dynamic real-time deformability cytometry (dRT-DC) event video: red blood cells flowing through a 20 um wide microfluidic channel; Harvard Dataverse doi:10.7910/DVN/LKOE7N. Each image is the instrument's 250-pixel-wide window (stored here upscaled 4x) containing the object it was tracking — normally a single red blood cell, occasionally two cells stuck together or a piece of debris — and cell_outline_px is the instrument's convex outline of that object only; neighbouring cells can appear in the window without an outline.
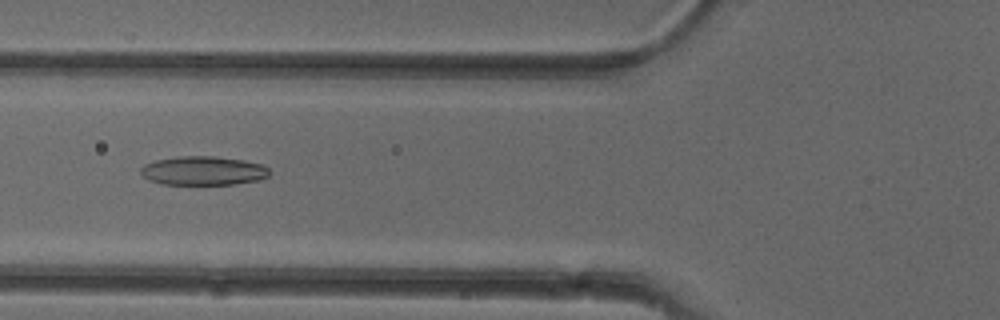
{"species": "common noctule bat (a hibernating species)", "species_latin": "Nyctalus noctula", "temperature_condition": "cold", "stored_images_in_passage": 51, "camera_frame_rate_fps": 3000, "um_per_image_px": 0.085, "animal": {"sex": "female"}, "frame": {"image": 1, "passage_image": 19, "time_ms": 6.0, "image_size_px": [1000, 320], "cell_outline_px": [[268, 176], [260, 180], [236, 184], [160, 184], [148, 180], [140, 172], [140, 168], [144, 164], [156, 160], [176, 156], [212, 156], [244, 160], [260, 164], [268, 168]], "centroid_in_image_um": [17.24, 14.51], "position_along_channel_um": 108.6, "area_um2": 21.73}}
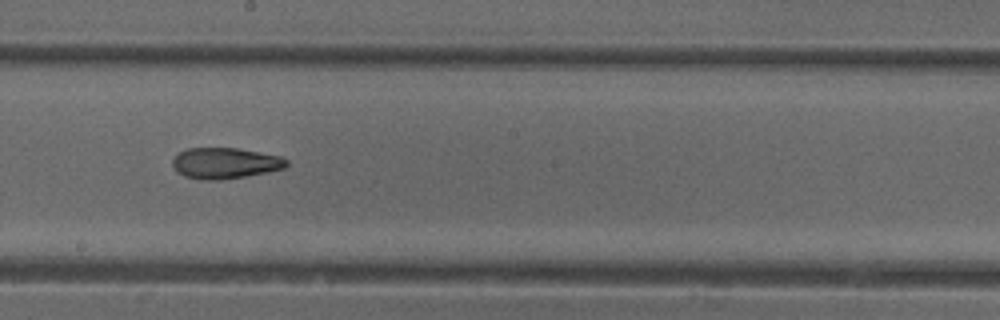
{"frame": {"image": 2, "passage_image": 28, "time_ms": 9.0, "image_size_px": [1000, 320], "cell_outline_px": [[288, 164], [284, 168], [268, 172], [220, 180], [200, 180], [184, 176], [176, 172], [172, 164], [172, 160], [180, 152], [188, 148], [236, 148], [280, 156], [288, 160]], "centroid_in_image_um": [19.11, 13.88], "position_along_channel_um": 229.1, "area_um2": 20.52}}
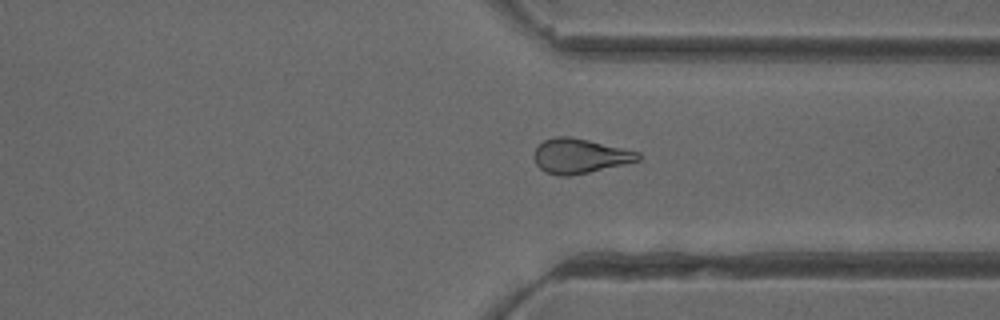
{"frame": {"image": 3, "passage_image": 38, "time_ms": 12.333, "image_size_px": [1000, 320], "cell_outline_px": [[640, 160], [624, 164], [588, 172], [568, 176], [560, 176], [544, 172], [536, 164], [532, 156], [536, 148], [544, 140], [556, 136], [572, 136], [640, 152]], "centroid_in_image_um": [49.25, 13.25], "position_along_channel_um": 362.1, "area_um2": 21.04}, "authors_computed_cell_mechanics": {"area_um2": 21.7328, "velocity_mm_per_s": 4.0055, "shape_relaxation_time_tau1_ms": null, "shape_relaxation_time_tau2_ms": 4.2739, "deformation_change_tau1": null, "deformation_change_tau2": 0.1297}}